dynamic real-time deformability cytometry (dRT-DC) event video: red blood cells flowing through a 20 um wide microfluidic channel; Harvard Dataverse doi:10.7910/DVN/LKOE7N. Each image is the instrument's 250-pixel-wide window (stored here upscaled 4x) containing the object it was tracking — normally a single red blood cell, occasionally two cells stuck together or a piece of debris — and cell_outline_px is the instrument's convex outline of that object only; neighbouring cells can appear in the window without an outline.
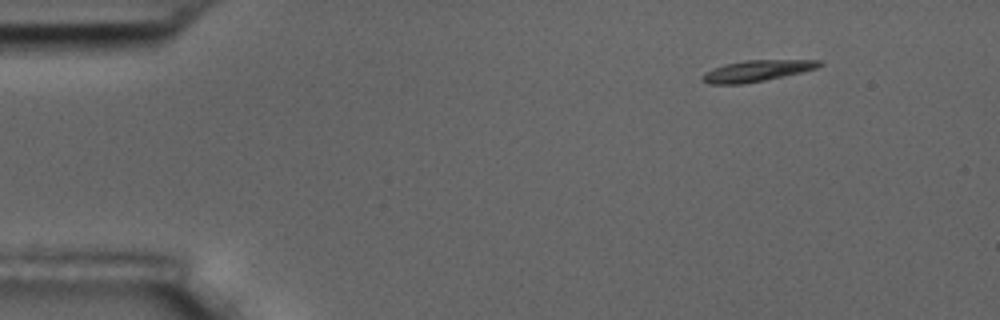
{"species": "common noctule bat (a hibernating species)", "species_latin": "Nyctalus noctula", "temperature_condition": "room temperature", "stored_images_in_passage": 50, "camera_frame_rate_fps": 3000, "um_per_image_px": 0.085, "animal": {"sex": "male", "body_mass_g": 17.5, "forearm_length_mm": 52.3}, "frame": {"image": 1, "passage_image": 1, "time_ms": 0.0, "image_size_px": [1000, 320], "cell_outline_px": [[824, 64], [816, 68], [784, 76], [744, 84], [708, 84], [700, 80], [700, 76], [704, 72], [712, 68], [724, 64], [744, 60], [820, 60]], "centroid_in_image_um": [64.25, 6.02], "position_along_channel_um": 20.8, "area_um2": 14.57}}
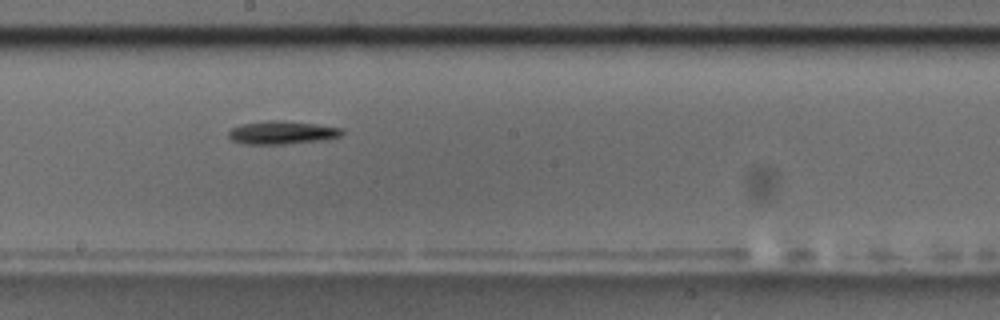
{"frame": {"image": 2, "passage_image": 25, "time_ms": 8.0, "image_size_px": [1000, 320], "cell_outline_px": [[344, 132], [340, 136], [328, 140], [284, 144], [244, 144], [232, 140], [228, 136], [228, 132], [232, 128], [244, 124], [268, 120], [276, 120], [316, 124], [344, 128]], "centroid_in_image_um": [24.02, 11.28], "position_along_channel_um": 224.2, "area_um2": 15.37}}
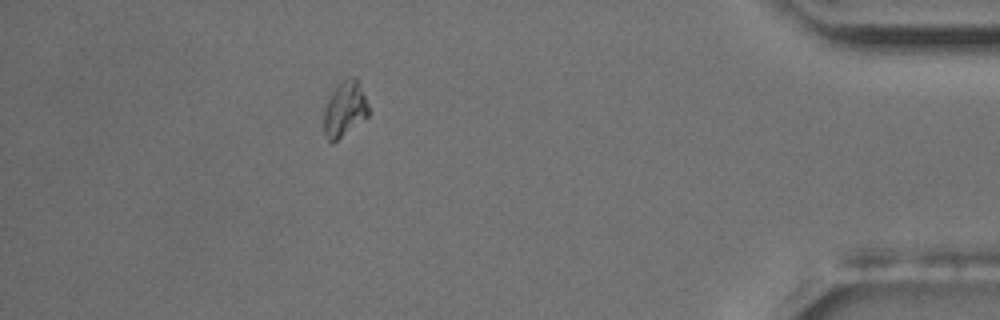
{"frame": {"image": 3, "passage_image": 44, "time_ms": 14.333, "image_size_px": [1000, 320], "cell_outline_px": [[368, 116], [332, 144], [328, 140], [324, 132], [324, 104], [328, 96], [344, 80], [352, 76], [356, 76], [368, 104]], "centroid_in_image_um": [29.28, 9.28], "position_along_channel_um": 405.9, "area_um2": 14.28}, "authors_computed_cell_mechanics": {"area_um2": 14.5656, "velocity_mm_per_s": 3.6247, "shape_relaxation_time_tau1_ms": 7.2519, "shape_relaxation_time_tau2_ms": null, "deformation_change_tau1": 0.251, "deformation_change_tau2": null}}